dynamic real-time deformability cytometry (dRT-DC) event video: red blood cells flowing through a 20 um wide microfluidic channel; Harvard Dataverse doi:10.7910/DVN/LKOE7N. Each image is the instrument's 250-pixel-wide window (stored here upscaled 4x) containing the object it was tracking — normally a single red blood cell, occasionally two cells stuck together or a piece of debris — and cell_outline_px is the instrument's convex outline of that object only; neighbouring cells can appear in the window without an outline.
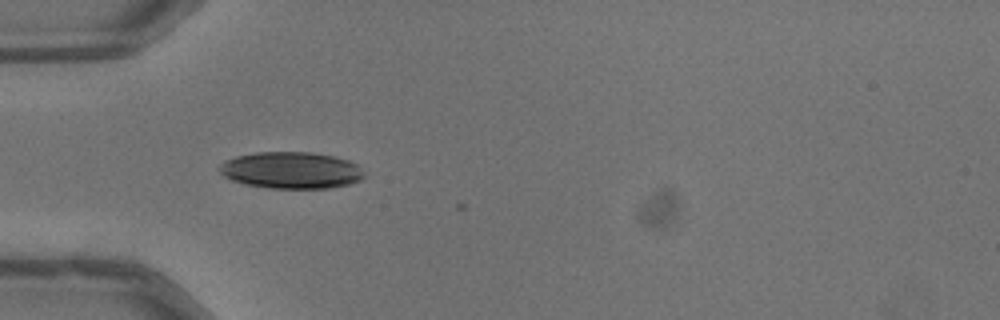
{"species": "common noctule bat (a hibernating species)", "species_latin": "Nyctalus noctula", "temperature_condition": "warm", "stored_images_in_passage": 7, "camera_frame_rate_fps": 3000, "um_per_image_px": 0.085, "animal": {"sex": "male", "body_mass_g": 13.3}, "frame": {"image": 1, "passage_image": 2, "time_ms": 0.333, "image_size_px": [1000, 320], "cell_outline_px": [[364, 176], [360, 180], [348, 184], [328, 188], [264, 188], [244, 184], [232, 180], [224, 176], [220, 172], [220, 164], [224, 160], [236, 156], [256, 152], [312, 152], [332, 156], [348, 160], [356, 164], [364, 172]], "centroid_in_image_um": [24.72, 14.47], "position_along_channel_um": 60.3, "area_um2": 30.98}}
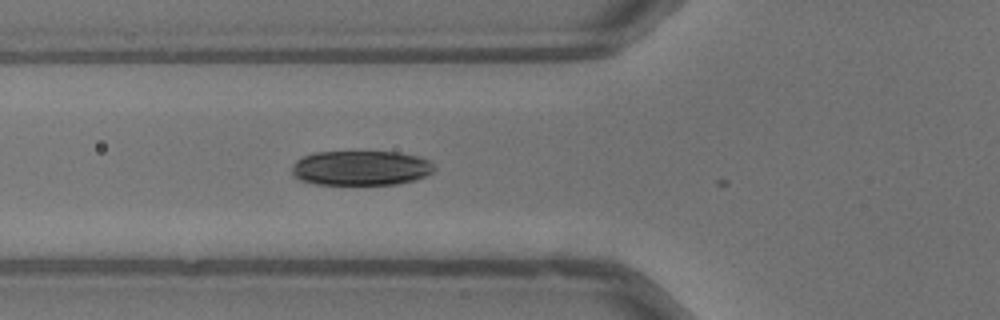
{"frame": {"image": 2, "passage_image": 5, "time_ms": 1.333, "image_size_px": [1000, 320], "cell_outline_px": [[436, 168], [432, 172], [416, 180], [396, 184], [312, 184], [300, 180], [292, 172], [292, 164], [296, 160], [312, 152], [400, 152], [416, 156], [428, 160]], "centroid_in_image_um": [30.66, 14.28], "position_along_channel_um": 95.1, "area_um2": 28.84}}